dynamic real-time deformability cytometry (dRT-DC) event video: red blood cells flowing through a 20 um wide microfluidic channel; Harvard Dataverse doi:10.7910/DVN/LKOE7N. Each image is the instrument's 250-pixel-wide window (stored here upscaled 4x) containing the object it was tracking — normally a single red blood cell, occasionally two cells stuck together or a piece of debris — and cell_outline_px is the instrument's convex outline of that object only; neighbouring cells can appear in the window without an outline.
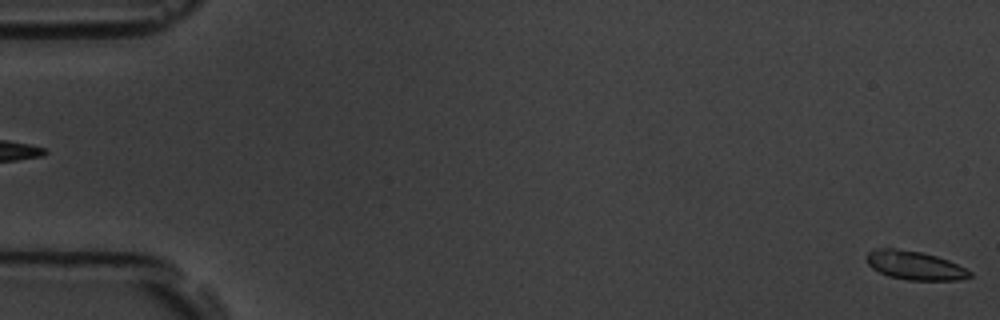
{"species": "common noctule bat (a hibernating species)", "species_latin": "Nyctalus noctula", "temperature_condition": "room temperature", "stored_images_in_passage": 5, "camera_frame_rate_fps": 3000, "um_per_image_px": 0.085, "animal": {"sex": "male", "body_mass_g": 19.5, "forearm_length_mm": 54.6}, "frame": {"image": 1, "passage_image": 5, "time_ms": 4.667, "image_size_px": [1000, 320], "cell_outline_px": [[972, 276], [960, 280], [908, 280], [888, 276], [872, 268], [868, 264], [864, 256], [868, 252], [876, 248], [892, 248], [920, 252], [936, 256], [948, 260], [972, 272]], "centroid_in_image_um": [77.72, 22.56], "position_along_channel_um": 7.3, "area_um2": 17.22}}